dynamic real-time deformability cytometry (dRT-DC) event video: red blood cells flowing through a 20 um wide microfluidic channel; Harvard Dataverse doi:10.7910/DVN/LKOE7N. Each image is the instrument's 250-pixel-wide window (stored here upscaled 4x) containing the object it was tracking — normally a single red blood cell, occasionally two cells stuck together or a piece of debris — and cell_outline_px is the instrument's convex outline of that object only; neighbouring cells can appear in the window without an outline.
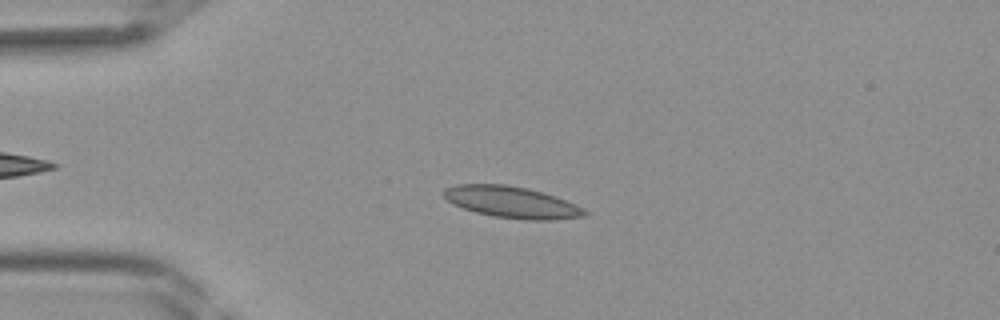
{"species": "Egyptian fruit bat (a non-hibernating species)", "species_latin": "Rousettus aegyptiacus", "temperature_condition": "room temperature", "stored_images_in_passage": 34, "camera_frame_rate_fps": 3000, "um_per_image_px": 0.085, "frame": {"image": 1, "passage_image": 3, "time_ms": 0.667, "image_size_px": [1000, 320], "cell_outline_px": [[588, 216], [552, 220], [524, 220], [492, 216], [476, 212], [452, 204], [444, 196], [444, 188], [456, 184], [504, 184], [528, 188], [556, 196], [576, 204], [584, 208], [588, 212]], "centroid_in_image_um": [43.54, 17.19], "position_along_channel_um": 41.5, "area_um2": 26.07}}
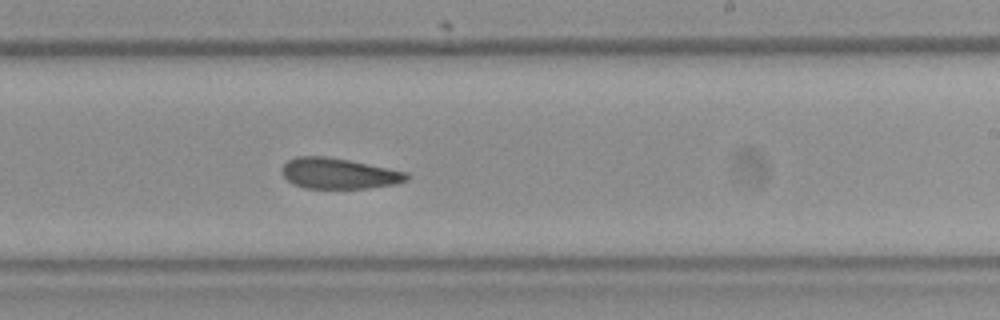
{"frame": {"image": 2, "passage_image": 18, "time_ms": 5.667, "image_size_px": [1000, 320], "cell_outline_px": [[408, 180], [396, 184], [368, 188], [304, 188], [292, 184], [280, 172], [280, 168], [288, 160], [296, 156], [324, 156], [348, 160], [408, 172]], "centroid_in_image_um": [28.76, 14.75], "position_along_channel_um": 260.2, "area_um2": 22.37}}
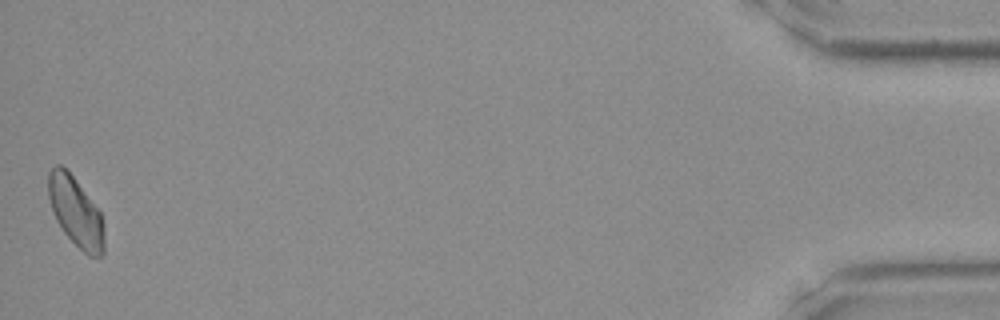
{"frame": {"image": 3, "passage_image": 34, "time_ms": 11.0, "image_size_px": [1000, 320], "cell_outline_px": [[104, 252], [100, 256], [88, 256], [64, 232], [56, 220], [52, 212], [48, 196], [48, 172], [56, 164], [60, 164], [72, 176], [100, 212], [104, 224]], "centroid_in_image_um": [6.43, 18.02], "position_along_channel_um": 428.8, "area_um2": 22.31}}